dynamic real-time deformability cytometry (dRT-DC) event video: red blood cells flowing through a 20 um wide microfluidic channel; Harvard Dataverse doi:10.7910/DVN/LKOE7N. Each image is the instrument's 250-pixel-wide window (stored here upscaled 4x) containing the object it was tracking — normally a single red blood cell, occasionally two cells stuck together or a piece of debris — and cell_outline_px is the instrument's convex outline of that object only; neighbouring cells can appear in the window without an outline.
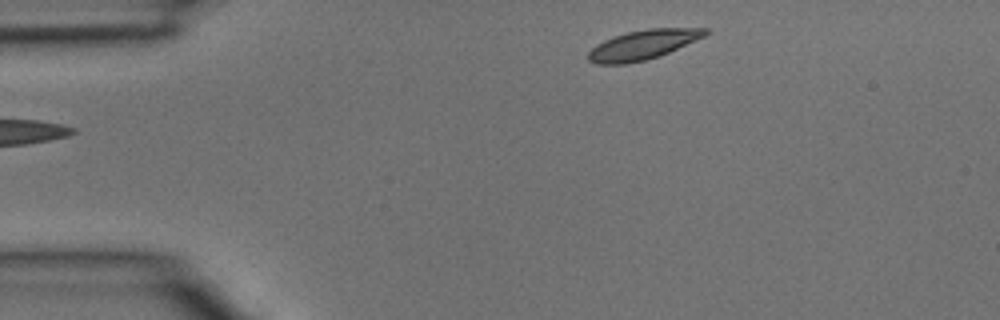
{"species": "common noctule bat (a hibernating species)", "species_latin": "Nyctalus noctula", "temperature_condition": "room temperature", "stored_images_in_passage": 4, "segment_of_instrument_passage": [2, 2], "camera_frame_rate_fps": 3000, "um_per_image_px": 0.085, "animal": {"sex": "male", "body_mass_g": 15.6}, "frame": {"image": 1, "passage_image": 4, "time_ms": 1.0, "image_size_px": [1000, 320], "cell_outline_px": [[708, 32], [704, 36], [660, 56], [644, 60], [624, 64], [596, 64], [588, 60], [588, 52], [596, 44], [612, 36], [628, 32], [648, 28], [708, 28]], "centroid_in_image_um": [54.61, 3.8], "position_along_channel_um": 30.4, "area_um2": 20.0}}